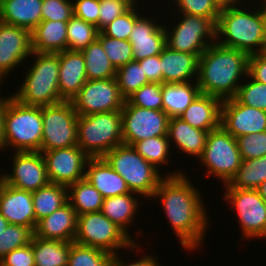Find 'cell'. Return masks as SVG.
Here are the masks:
<instances>
[{
  "label": "cell",
  "mask_w": 266,
  "mask_h": 266,
  "mask_svg": "<svg viewBox=\"0 0 266 266\" xmlns=\"http://www.w3.org/2000/svg\"><path fill=\"white\" fill-rule=\"evenodd\" d=\"M0 264L2 266H35L32 240L31 243L6 254L0 260Z\"/></svg>",
  "instance_id": "49"
},
{
  "label": "cell",
  "mask_w": 266,
  "mask_h": 266,
  "mask_svg": "<svg viewBox=\"0 0 266 266\" xmlns=\"http://www.w3.org/2000/svg\"><path fill=\"white\" fill-rule=\"evenodd\" d=\"M115 79L125 100L140 87L150 82L143 71V64L134 60L117 68Z\"/></svg>",
  "instance_id": "38"
},
{
  "label": "cell",
  "mask_w": 266,
  "mask_h": 266,
  "mask_svg": "<svg viewBox=\"0 0 266 266\" xmlns=\"http://www.w3.org/2000/svg\"><path fill=\"white\" fill-rule=\"evenodd\" d=\"M242 160L257 159L266 155V131L236 138Z\"/></svg>",
  "instance_id": "46"
},
{
  "label": "cell",
  "mask_w": 266,
  "mask_h": 266,
  "mask_svg": "<svg viewBox=\"0 0 266 266\" xmlns=\"http://www.w3.org/2000/svg\"><path fill=\"white\" fill-rule=\"evenodd\" d=\"M135 194L136 193L131 192L105 198L100 210L102 214L120 227L134 242L136 240L132 238L131 232L127 229L129 225L131 226V224H133L132 221L137 211H139V199H137V195L135 196Z\"/></svg>",
  "instance_id": "29"
},
{
  "label": "cell",
  "mask_w": 266,
  "mask_h": 266,
  "mask_svg": "<svg viewBox=\"0 0 266 266\" xmlns=\"http://www.w3.org/2000/svg\"><path fill=\"white\" fill-rule=\"evenodd\" d=\"M135 151L147 162L160 170L159 166L169 163L171 153L168 136H158L138 141L132 145Z\"/></svg>",
  "instance_id": "37"
},
{
  "label": "cell",
  "mask_w": 266,
  "mask_h": 266,
  "mask_svg": "<svg viewBox=\"0 0 266 266\" xmlns=\"http://www.w3.org/2000/svg\"><path fill=\"white\" fill-rule=\"evenodd\" d=\"M222 7L223 6H228V5H234L237 3H241L239 1L241 0H216Z\"/></svg>",
  "instance_id": "57"
},
{
  "label": "cell",
  "mask_w": 266,
  "mask_h": 266,
  "mask_svg": "<svg viewBox=\"0 0 266 266\" xmlns=\"http://www.w3.org/2000/svg\"><path fill=\"white\" fill-rule=\"evenodd\" d=\"M33 235L34 232L28 227L9 224L0 232V260L12 250L31 243Z\"/></svg>",
  "instance_id": "41"
},
{
  "label": "cell",
  "mask_w": 266,
  "mask_h": 266,
  "mask_svg": "<svg viewBox=\"0 0 266 266\" xmlns=\"http://www.w3.org/2000/svg\"><path fill=\"white\" fill-rule=\"evenodd\" d=\"M177 13L210 18L217 24L221 5L216 0H172ZM177 5V6H176Z\"/></svg>",
  "instance_id": "43"
},
{
  "label": "cell",
  "mask_w": 266,
  "mask_h": 266,
  "mask_svg": "<svg viewBox=\"0 0 266 266\" xmlns=\"http://www.w3.org/2000/svg\"><path fill=\"white\" fill-rule=\"evenodd\" d=\"M74 242L101 249L112 255L117 253L118 249L133 252L139 247L138 243L100 211L78 215Z\"/></svg>",
  "instance_id": "8"
},
{
  "label": "cell",
  "mask_w": 266,
  "mask_h": 266,
  "mask_svg": "<svg viewBox=\"0 0 266 266\" xmlns=\"http://www.w3.org/2000/svg\"><path fill=\"white\" fill-rule=\"evenodd\" d=\"M12 174L3 173L0 179L17 189L34 192L47 185L46 163L41 152H16L12 160Z\"/></svg>",
  "instance_id": "16"
},
{
  "label": "cell",
  "mask_w": 266,
  "mask_h": 266,
  "mask_svg": "<svg viewBox=\"0 0 266 266\" xmlns=\"http://www.w3.org/2000/svg\"><path fill=\"white\" fill-rule=\"evenodd\" d=\"M85 59L81 51L59 52V94L64 101H71L86 83Z\"/></svg>",
  "instance_id": "21"
},
{
  "label": "cell",
  "mask_w": 266,
  "mask_h": 266,
  "mask_svg": "<svg viewBox=\"0 0 266 266\" xmlns=\"http://www.w3.org/2000/svg\"><path fill=\"white\" fill-rule=\"evenodd\" d=\"M43 0H0V21L30 32L42 21Z\"/></svg>",
  "instance_id": "27"
},
{
  "label": "cell",
  "mask_w": 266,
  "mask_h": 266,
  "mask_svg": "<svg viewBox=\"0 0 266 266\" xmlns=\"http://www.w3.org/2000/svg\"><path fill=\"white\" fill-rule=\"evenodd\" d=\"M77 117L71 101L42 106V144L39 152L77 145Z\"/></svg>",
  "instance_id": "11"
},
{
  "label": "cell",
  "mask_w": 266,
  "mask_h": 266,
  "mask_svg": "<svg viewBox=\"0 0 266 266\" xmlns=\"http://www.w3.org/2000/svg\"><path fill=\"white\" fill-rule=\"evenodd\" d=\"M121 118L123 144L132 146L148 138L167 136L170 117L163 110L141 108L126 100Z\"/></svg>",
  "instance_id": "13"
},
{
  "label": "cell",
  "mask_w": 266,
  "mask_h": 266,
  "mask_svg": "<svg viewBox=\"0 0 266 266\" xmlns=\"http://www.w3.org/2000/svg\"><path fill=\"white\" fill-rule=\"evenodd\" d=\"M222 100L200 93L179 116L194 128L211 131L221 125Z\"/></svg>",
  "instance_id": "25"
},
{
  "label": "cell",
  "mask_w": 266,
  "mask_h": 266,
  "mask_svg": "<svg viewBox=\"0 0 266 266\" xmlns=\"http://www.w3.org/2000/svg\"><path fill=\"white\" fill-rule=\"evenodd\" d=\"M23 83L12 97L24 105L46 106L64 101L59 94V52L36 53Z\"/></svg>",
  "instance_id": "5"
},
{
  "label": "cell",
  "mask_w": 266,
  "mask_h": 266,
  "mask_svg": "<svg viewBox=\"0 0 266 266\" xmlns=\"http://www.w3.org/2000/svg\"><path fill=\"white\" fill-rule=\"evenodd\" d=\"M123 144L121 111L78 115L77 146L90 158L103 157Z\"/></svg>",
  "instance_id": "6"
},
{
  "label": "cell",
  "mask_w": 266,
  "mask_h": 266,
  "mask_svg": "<svg viewBox=\"0 0 266 266\" xmlns=\"http://www.w3.org/2000/svg\"><path fill=\"white\" fill-rule=\"evenodd\" d=\"M263 54L266 55V45H265V49L263 51Z\"/></svg>",
  "instance_id": "61"
},
{
  "label": "cell",
  "mask_w": 266,
  "mask_h": 266,
  "mask_svg": "<svg viewBox=\"0 0 266 266\" xmlns=\"http://www.w3.org/2000/svg\"><path fill=\"white\" fill-rule=\"evenodd\" d=\"M125 3L128 5L130 8H138V5H141L140 3L138 4V0H117ZM140 2V0H139Z\"/></svg>",
  "instance_id": "56"
},
{
  "label": "cell",
  "mask_w": 266,
  "mask_h": 266,
  "mask_svg": "<svg viewBox=\"0 0 266 266\" xmlns=\"http://www.w3.org/2000/svg\"><path fill=\"white\" fill-rule=\"evenodd\" d=\"M68 202L77 215L99 212L104 201L103 196L85 179L68 187Z\"/></svg>",
  "instance_id": "33"
},
{
  "label": "cell",
  "mask_w": 266,
  "mask_h": 266,
  "mask_svg": "<svg viewBox=\"0 0 266 266\" xmlns=\"http://www.w3.org/2000/svg\"><path fill=\"white\" fill-rule=\"evenodd\" d=\"M119 256V252L113 254L108 266H160L159 262L157 261V258L150 254L143 255L141 258L138 257L137 261H132L133 263H128L124 261L125 258H123L122 260L121 256Z\"/></svg>",
  "instance_id": "53"
},
{
  "label": "cell",
  "mask_w": 266,
  "mask_h": 266,
  "mask_svg": "<svg viewBox=\"0 0 266 266\" xmlns=\"http://www.w3.org/2000/svg\"><path fill=\"white\" fill-rule=\"evenodd\" d=\"M199 57V54L178 52L165 46L160 54L162 83L197 81Z\"/></svg>",
  "instance_id": "23"
},
{
  "label": "cell",
  "mask_w": 266,
  "mask_h": 266,
  "mask_svg": "<svg viewBox=\"0 0 266 266\" xmlns=\"http://www.w3.org/2000/svg\"><path fill=\"white\" fill-rule=\"evenodd\" d=\"M246 77L249 79L242 82L234 98L241 104L266 111V84Z\"/></svg>",
  "instance_id": "42"
},
{
  "label": "cell",
  "mask_w": 266,
  "mask_h": 266,
  "mask_svg": "<svg viewBox=\"0 0 266 266\" xmlns=\"http://www.w3.org/2000/svg\"><path fill=\"white\" fill-rule=\"evenodd\" d=\"M112 254L75 242L70 245L68 266H108Z\"/></svg>",
  "instance_id": "39"
},
{
  "label": "cell",
  "mask_w": 266,
  "mask_h": 266,
  "mask_svg": "<svg viewBox=\"0 0 266 266\" xmlns=\"http://www.w3.org/2000/svg\"><path fill=\"white\" fill-rule=\"evenodd\" d=\"M50 183L69 186L85 178L89 156L77 145L42 152Z\"/></svg>",
  "instance_id": "15"
},
{
  "label": "cell",
  "mask_w": 266,
  "mask_h": 266,
  "mask_svg": "<svg viewBox=\"0 0 266 266\" xmlns=\"http://www.w3.org/2000/svg\"><path fill=\"white\" fill-rule=\"evenodd\" d=\"M42 126V107L24 105L11 95L3 99V150L39 152Z\"/></svg>",
  "instance_id": "4"
},
{
  "label": "cell",
  "mask_w": 266,
  "mask_h": 266,
  "mask_svg": "<svg viewBox=\"0 0 266 266\" xmlns=\"http://www.w3.org/2000/svg\"><path fill=\"white\" fill-rule=\"evenodd\" d=\"M130 9L128 5L117 0H100L98 30L101 31L115 18L124 14Z\"/></svg>",
  "instance_id": "48"
},
{
  "label": "cell",
  "mask_w": 266,
  "mask_h": 266,
  "mask_svg": "<svg viewBox=\"0 0 266 266\" xmlns=\"http://www.w3.org/2000/svg\"><path fill=\"white\" fill-rule=\"evenodd\" d=\"M266 180V155L257 159L242 160L236 175L225 187L257 189Z\"/></svg>",
  "instance_id": "35"
},
{
  "label": "cell",
  "mask_w": 266,
  "mask_h": 266,
  "mask_svg": "<svg viewBox=\"0 0 266 266\" xmlns=\"http://www.w3.org/2000/svg\"><path fill=\"white\" fill-rule=\"evenodd\" d=\"M114 78L87 80L71 100L78 115L121 111L125 103Z\"/></svg>",
  "instance_id": "14"
},
{
  "label": "cell",
  "mask_w": 266,
  "mask_h": 266,
  "mask_svg": "<svg viewBox=\"0 0 266 266\" xmlns=\"http://www.w3.org/2000/svg\"><path fill=\"white\" fill-rule=\"evenodd\" d=\"M78 215L69 202L37 222L34 236L43 239L74 242Z\"/></svg>",
  "instance_id": "22"
},
{
  "label": "cell",
  "mask_w": 266,
  "mask_h": 266,
  "mask_svg": "<svg viewBox=\"0 0 266 266\" xmlns=\"http://www.w3.org/2000/svg\"><path fill=\"white\" fill-rule=\"evenodd\" d=\"M259 195L266 202V180L257 188Z\"/></svg>",
  "instance_id": "55"
},
{
  "label": "cell",
  "mask_w": 266,
  "mask_h": 266,
  "mask_svg": "<svg viewBox=\"0 0 266 266\" xmlns=\"http://www.w3.org/2000/svg\"><path fill=\"white\" fill-rule=\"evenodd\" d=\"M208 133V131L192 127L179 117L169 119L167 136L170 146L174 143L176 149L186 155L195 156L196 159L203 153Z\"/></svg>",
  "instance_id": "26"
},
{
  "label": "cell",
  "mask_w": 266,
  "mask_h": 266,
  "mask_svg": "<svg viewBox=\"0 0 266 266\" xmlns=\"http://www.w3.org/2000/svg\"><path fill=\"white\" fill-rule=\"evenodd\" d=\"M143 15L135 21L128 39L132 45L134 61L160 55L166 46V33L163 23L160 25V23L154 21L156 18L153 17L152 19Z\"/></svg>",
  "instance_id": "20"
},
{
  "label": "cell",
  "mask_w": 266,
  "mask_h": 266,
  "mask_svg": "<svg viewBox=\"0 0 266 266\" xmlns=\"http://www.w3.org/2000/svg\"><path fill=\"white\" fill-rule=\"evenodd\" d=\"M131 105L146 109L162 110V84L149 82L126 99Z\"/></svg>",
  "instance_id": "44"
},
{
  "label": "cell",
  "mask_w": 266,
  "mask_h": 266,
  "mask_svg": "<svg viewBox=\"0 0 266 266\" xmlns=\"http://www.w3.org/2000/svg\"><path fill=\"white\" fill-rule=\"evenodd\" d=\"M260 2H257L258 8L256 5L255 10L253 6V11L249 7H243L242 3L221 7L216 24V42L248 55L263 53L266 45V22L263 0Z\"/></svg>",
  "instance_id": "3"
},
{
  "label": "cell",
  "mask_w": 266,
  "mask_h": 266,
  "mask_svg": "<svg viewBox=\"0 0 266 266\" xmlns=\"http://www.w3.org/2000/svg\"><path fill=\"white\" fill-rule=\"evenodd\" d=\"M103 158L125 180L130 191L140 198L152 199L155 190L165 178L160 170L143 159L130 145H118Z\"/></svg>",
  "instance_id": "7"
},
{
  "label": "cell",
  "mask_w": 266,
  "mask_h": 266,
  "mask_svg": "<svg viewBox=\"0 0 266 266\" xmlns=\"http://www.w3.org/2000/svg\"><path fill=\"white\" fill-rule=\"evenodd\" d=\"M3 80H4V79L0 77V86H1V87H2V84H3L2 82H4ZM1 87H0V88H1ZM0 96H1V97H0V100L6 98L5 96H3V97H2V95H0Z\"/></svg>",
  "instance_id": "60"
},
{
  "label": "cell",
  "mask_w": 266,
  "mask_h": 266,
  "mask_svg": "<svg viewBox=\"0 0 266 266\" xmlns=\"http://www.w3.org/2000/svg\"><path fill=\"white\" fill-rule=\"evenodd\" d=\"M263 13H264L265 22H266V0H263Z\"/></svg>",
  "instance_id": "59"
},
{
  "label": "cell",
  "mask_w": 266,
  "mask_h": 266,
  "mask_svg": "<svg viewBox=\"0 0 266 266\" xmlns=\"http://www.w3.org/2000/svg\"><path fill=\"white\" fill-rule=\"evenodd\" d=\"M8 225V221L0 213V232L4 231Z\"/></svg>",
  "instance_id": "58"
},
{
  "label": "cell",
  "mask_w": 266,
  "mask_h": 266,
  "mask_svg": "<svg viewBox=\"0 0 266 266\" xmlns=\"http://www.w3.org/2000/svg\"><path fill=\"white\" fill-rule=\"evenodd\" d=\"M99 32L96 25L73 15L67 22V50H83L97 40Z\"/></svg>",
  "instance_id": "36"
},
{
  "label": "cell",
  "mask_w": 266,
  "mask_h": 266,
  "mask_svg": "<svg viewBox=\"0 0 266 266\" xmlns=\"http://www.w3.org/2000/svg\"><path fill=\"white\" fill-rule=\"evenodd\" d=\"M71 243L33 235L32 249L35 266H68Z\"/></svg>",
  "instance_id": "31"
},
{
  "label": "cell",
  "mask_w": 266,
  "mask_h": 266,
  "mask_svg": "<svg viewBox=\"0 0 266 266\" xmlns=\"http://www.w3.org/2000/svg\"><path fill=\"white\" fill-rule=\"evenodd\" d=\"M249 55L237 49L211 44L199 57L197 84L200 92L219 99L234 98L248 75ZM244 75V76H243Z\"/></svg>",
  "instance_id": "2"
},
{
  "label": "cell",
  "mask_w": 266,
  "mask_h": 266,
  "mask_svg": "<svg viewBox=\"0 0 266 266\" xmlns=\"http://www.w3.org/2000/svg\"><path fill=\"white\" fill-rule=\"evenodd\" d=\"M143 64V71L150 82L162 84V70L160 64V55L147 57L139 60Z\"/></svg>",
  "instance_id": "52"
},
{
  "label": "cell",
  "mask_w": 266,
  "mask_h": 266,
  "mask_svg": "<svg viewBox=\"0 0 266 266\" xmlns=\"http://www.w3.org/2000/svg\"><path fill=\"white\" fill-rule=\"evenodd\" d=\"M97 40L101 43L110 62L117 69L134 60L132 45L128 40H120L104 35L101 31Z\"/></svg>",
  "instance_id": "40"
},
{
  "label": "cell",
  "mask_w": 266,
  "mask_h": 266,
  "mask_svg": "<svg viewBox=\"0 0 266 266\" xmlns=\"http://www.w3.org/2000/svg\"><path fill=\"white\" fill-rule=\"evenodd\" d=\"M74 16L98 28L100 0H73Z\"/></svg>",
  "instance_id": "50"
},
{
  "label": "cell",
  "mask_w": 266,
  "mask_h": 266,
  "mask_svg": "<svg viewBox=\"0 0 266 266\" xmlns=\"http://www.w3.org/2000/svg\"><path fill=\"white\" fill-rule=\"evenodd\" d=\"M0 150L3 151V99L0 100Z\"/></svg>",
  "instance_id": "54"
},
{
  "label": "cell",
  "mask_w": 266,
  "mask_h": 266,
  "mask_svg": "<svg viewBox=\"0 0 266 266\" xmlns=\"http://www.w3.org/2000/svg\"><path fill=\"white\" fill-rule=\"evenodd\" d=\"M86 167L84 179L93 185L104 199L131 193L125 180L103 157L89 158Z\"/></svg>",
  "instance_id": "24"
},
{
  "label": "cell",
  "mask_w": 266,
  "mask_h": 266,
  "mask_svg": "<svg viewBox=\"0 0 266 266\" xmlns=\"http://www.w3.org/2000/svg\"><path fill=\"white\" fill-rule=\"evenodd\" d=\"M224 199L236 211L242 228V239H263L266 237V202L257 189L225 187Z\"/></svg>",
  "instance_id": "12"
},
{
  "label": "cell",
  "mask_w": 266,
  "mask_h": 266,
  "mask_svg": "<svg viewBox=\"0 0 266 266\" xmlns=\"http://www.w3.org/2000/svg\"><path fill=\"white\" fill-rule=\"evenodd\" d=\"M221 126L234 138L266 131V111L239 103L235 98L222 101Z\"/></svg>",
  "instance_id": "17"
},
{
  "label": "cell",
  "mask_w": 266,
  "mask_h": 266,
  "mask_svg": "<svg viewBox=\"0 0 266 266\" xmlns=\"http://www.w3.org/2000/svg\"><path fill=\"white\" fill-rule=\"evenodd\" d=\"M139 8H130L124 14L115 18L110 24L105 26L101 32L108 36L120 40H128L132 32L135 21L141 16Z\"/></svg>",
  "instance_id": "45"
},
{
  "label": "cell",
  "mask_w": 266,
  "mask_h": 266,
  "mask_svg": "<svg viewBox=\"0 0 266 266\" xmlns=\"http://www.w3.org/2000/svg\"><path fill=\"white\" fill-rule=\"evenodd\" d=\"M31 48L36 53H58L67 50V22L41 21L31 31Z\"/></svg>",
  "instance_id": "28"
},
{
  "label": "cell",
  "mask_w": 266,
  "mask_h": 266,
  "mask_svg": "<svg viewBox=\"0 0 266 266\" xmlns=\"http://www.w3.org/2000/svg\"><path fill=\"white\" fill-rule=\"evenodd\" d=\"M85 59L87 80L114 78L117 69L110 62L101 43L96 40L81 50Z\"/></svg>",
  "instance_id": "34"
},
{
  "label": "cell",
  "mask_w": 266,
  "mask_h": 266,
  "mask_svg": "<svg viewBox=\"0 0 266 266\" xmlns=\"http://www.w3.org/2000/svg\"><path fill=\"white\" fill-rule=\"evenodd\" d=\"M193 185L186 172L170 171L152 196L154 200L159 198L179 243L190 252L202 246L211 219L204 207L201 190Z\"/></svg>",
  "instance_id": "1"
},
{
  "label": "cell",
  "mask_w": 266,
  "mask_h": 266,
  "mask_svg": "<svg viewBox=\"0 0 266 266\" xmlns=\"http://www.w3.org/2000/svg\"><path fill=\"white\" fill-rule=\"evenodd\" d=\"M200 93L196 81L162 83V110L170 118L179 117Z\"/></svg>",
  "instance_id": "30"
},
{
  "label": "cell",
  "mask_w": 266,
  "mask_h": 266,
  "mask_svg": "<svg viewBox=\"0 0 266 266\" xmlns=\"http://www.w3.org/2000/svg\"><path fill=\"white\" fill-rule=\"evenodd\" d=\"M248 75L252 79L266 84V55L263 53L249 55Z\"/></svg>",
  "instance_id": "51"
},
{
  "label": "cell",
  "mask_w": 266,
  "mask_h": 266,
  "mask_svg": "<svg viewBox=\"0 0 266 266\" xmlns=\"http://www.w3.org/2000/svg\"><path fill=\"white\" fill-rule=\"evenodd\" d=\"M36 224L68 202L67 186L48 183L32 192Z\"/></svg>",
  "instance_id": "32"
},
{
  "label": "cell",
  "mask_w": 266,
  "mask_h": 266,
  "mask_svg": "<svg viewBox=\"0 0 266 266\" xmlns=\"http://www.w3.org/2000/svg\"><path fill=\"white\" fill-rule=\"evenodd\" d=\"M0 213L9 224L22 225L34 232L36 217L32 192L7 185L1 179Z\"/></svg>",
  "instance_id": "19"
},
{
  "label": "cell",
  "mask_w": 266,
  "mask_h": 266,
  "mask_svg": "<svg viewBox=\"0 0 266 266\" xmlns=\"http://www.w3.org/2000/svg\"><path fill=\"white\" fill-rule=\"evenodd\" d=\"M74 15L71 0H43L41 7L42 21L68 22Z\"/></svg>",
  "instance_id": "47"
},
{
  "label": "cell",
  "mask_w": 266,
  "mask_h": 266,
  "mask_svg": "<svg viewBox=\"0 0 266 266\" xmlns=\"http://www.w3.org/2000/svg\"><path fill=\"white\" fill-rule=\"evenodd\" d=\"M179 18L173 27L164 26L166 46L170 49L201 55L216 42V24L210 18L182 13Z\"/></svg>",
  "instance_id": "10"
},
{
  "label": "cell",
  "mask_w": 266,
  "mask_h": 266,
  "mask_svg": "<svg viewBox=\"0 0 266 266\" xmlns=\"http://www.w3.org/2000/svg\"><path fill=\"white\" fill-rule=\"evenodd\" d=\"M31 53V32L0 21V77H8Z\"/></svg>",
  "instance_id": "18"
},
{
  "label": "cell",
  "mask_w": 266,
  "mask_h": 266,
  "mask_svg": "<svg viewBox=\"0 0 266 266\" xmlns=\"http://www.w3.org/2000/svg\"><path fill=\"white\" fill-rule=\"evenodd\" d=\"M198 160L207 168V176L215 175L224 184L231 181L242 163L236 138L221 125L209 131L205 148Z\"/></svg>",
  "instance_id": "9"
}]
</instances>
